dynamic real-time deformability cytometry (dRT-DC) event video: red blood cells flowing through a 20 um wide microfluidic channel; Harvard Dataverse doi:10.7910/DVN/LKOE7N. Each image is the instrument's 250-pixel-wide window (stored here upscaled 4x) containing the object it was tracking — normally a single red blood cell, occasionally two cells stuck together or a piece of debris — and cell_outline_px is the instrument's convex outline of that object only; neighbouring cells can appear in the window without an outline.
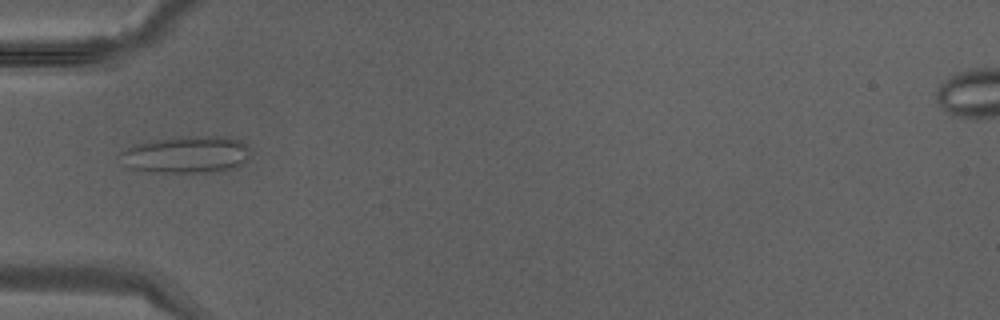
{"species": "Egyptian fruit bat (a non-hibernating species)", "species_latin": "Rousettus aegyptiacus", "temperature_condition": "warm", "stored_images_in_passage": 38, "camera_frame_rate_fps": 3000, "um_per_image_px": 0.085, "animal": {"sex": "male"}, "frame": {"image": 1, "passage_image": 12, "time_ms": 3.667, "image_size_px": [1000, 320], "cell_outline_px": [[248, 156], [244, 164], [236, 168], [212, 172], [164, 172], [132, 168], [124, 164], [120, 152], [136, 144], [160, 140], [192, 136], [228, 136], [240, 140], [248, 144]], "centroid_in_image_um": [15.95, 13.14], "position_along_channel_um": 69.0, "area_um2": 27.63}}
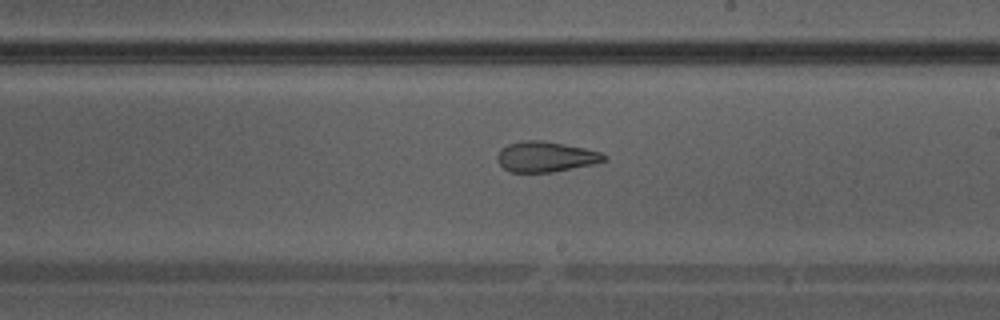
{"frame": {"image": 2, "passage_image": 22, "time_ms": 7.0, "image_size_px": [1000, 320], "cell_outline_px": [[608, 160], [596, 164], [552, 172], [512, 172], [504, 168], [496, 160], [496, 156], [500, 148], [508, 144], [520, 140], [540, 140], [564, 144], [584, 148], [600, 152], [608, 156]], "centroid_in_image_um": [46.39, 13.32], "position_along_channel_um": 242.6, "area_um2": 19.13}}